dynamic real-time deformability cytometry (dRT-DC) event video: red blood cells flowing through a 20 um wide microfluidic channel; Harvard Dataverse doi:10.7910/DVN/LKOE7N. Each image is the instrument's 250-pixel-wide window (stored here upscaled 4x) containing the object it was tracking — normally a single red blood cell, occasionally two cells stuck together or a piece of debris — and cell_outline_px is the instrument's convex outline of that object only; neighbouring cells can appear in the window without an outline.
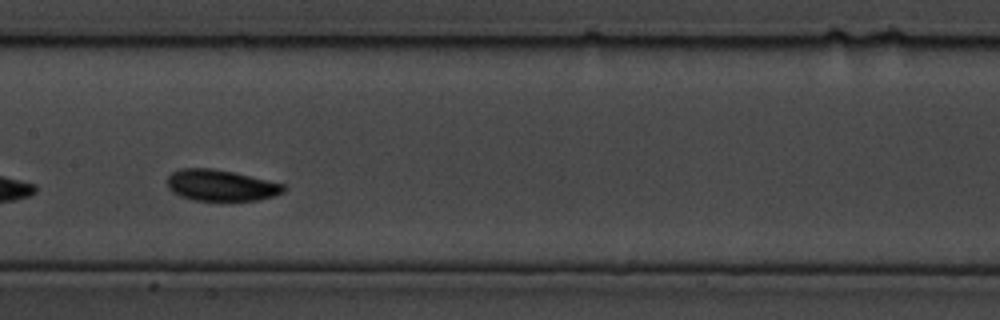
{"species": "common noctule bat (a hibernating species)", "species_latin": "Nyctalus noctula", "temperature_condition": "cold", "stored_images_in_passage": 25, "camera_frame_rate_fps": 3000, "um_per_image_px": 0.085, "animal": {"sex": "male", "body_mass_g": 19.5, "forearm_length_mm": 54.6}, "frame": {"image": 1, "passage_image": 18, "time_ms": 5.667, "image_size_px": [1000, 320], "cell_outline_px": [[288, 188], [284, 192], [272, 196], [256, 200], [196, 200], [180, 196], [172, 192], [168, 188], [168, 176], [172, 172], [180, 168], [212, 168], [232, 172], [284, 184]], "centroid_in_image_um": [18.76, 15.75], "position_along_channel_um": 188.6, "area_um2": 20.98}}